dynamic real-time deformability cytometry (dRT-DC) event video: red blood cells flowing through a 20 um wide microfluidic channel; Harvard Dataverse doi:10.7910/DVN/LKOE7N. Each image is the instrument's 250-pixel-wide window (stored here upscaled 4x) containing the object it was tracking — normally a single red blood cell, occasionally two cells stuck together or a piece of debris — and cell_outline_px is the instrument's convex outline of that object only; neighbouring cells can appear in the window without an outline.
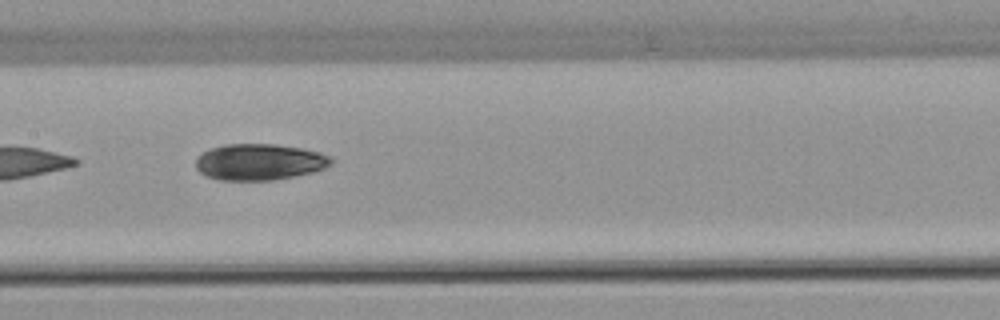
{"species": "common noctule bat (a hibernating species)", "species_latin": "Nyctalus noctula", "temperature_condition": "warm", "stored_images_in_passage": 7, "segment_of_instrument_passage": [1, 2], "camera_frame_rate_fps": 3000, "um_per_image_px": 0.085, "animal": {"sex": "female", "body_mass_g": 22.7, "forearm_length_mm": 54.2}, "frame": {"image": 1, "passage_image": 4, "time_ms": 5.0, "image_size_px": [1000, 320], "cell_outline_px": [[332, 164], [324, 168], [312, 172], [272, 180], [220, 180], [208, 176], [200, 172], [196, 168], [196, 156], [208, 148], [228, 144], [276, 144], [300, 148], [320, 152], [328, 156], [332, 160]], "centroid_in_image_um": [22.01, 13.76], "position_along_channel_um": 185.4, "area_um2": 28.55}}
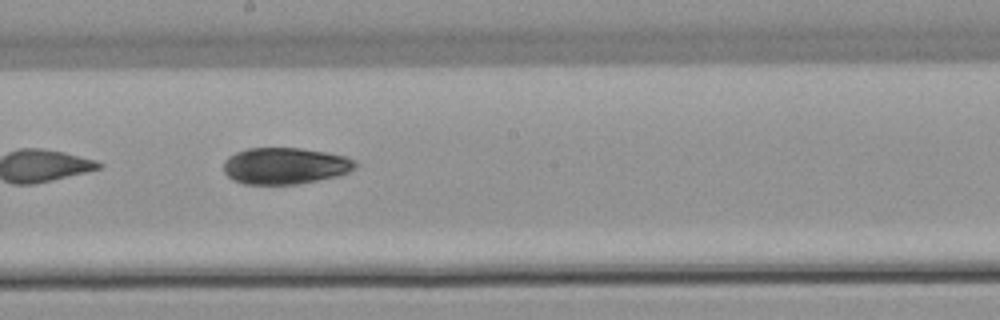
{"frame": {"image": 2, "passage_image": 5, "time_ms": 6.0, "image_size_px": [1000, 320], "cell_outline_px": [[356, 164], [348, 172], [336, 176], [296, 184], [244, 184], [232, 180], [224, 172], [224, 160], [228, 156], [236, 152], [248, 148], [300, 148], [324, 152], [344, 156], [356, 160]], "centroid_in_image_um": [24.18, 14.09], "position_along_channel_um": 224.0, "area_um2": 27.86}}
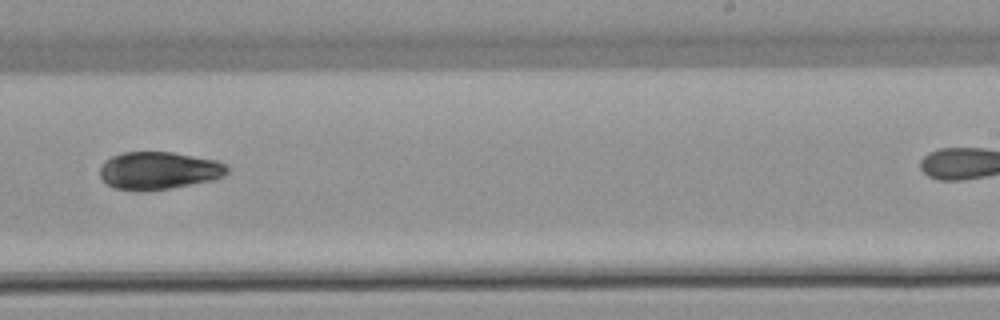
{"frame": {"image": 3, "passage_image": 6, "time_ms": 7.333, "image_size_px": [1000, 320], "cell_outline_px": [[228, 172], [224, 176], [212, 180], [172, 188], [144, 192], [136, 192], [116, 188], [108, 184], [100, 176], [100, 168], [104, 160], [112, 156], [124, 152], [172, 152], [216, 160], [224, 164], [228, 168]], "centroid_in_image_um": [13.48, 14.51], "position_along_channel_um": 275.5, "area_um2": 28.09}}